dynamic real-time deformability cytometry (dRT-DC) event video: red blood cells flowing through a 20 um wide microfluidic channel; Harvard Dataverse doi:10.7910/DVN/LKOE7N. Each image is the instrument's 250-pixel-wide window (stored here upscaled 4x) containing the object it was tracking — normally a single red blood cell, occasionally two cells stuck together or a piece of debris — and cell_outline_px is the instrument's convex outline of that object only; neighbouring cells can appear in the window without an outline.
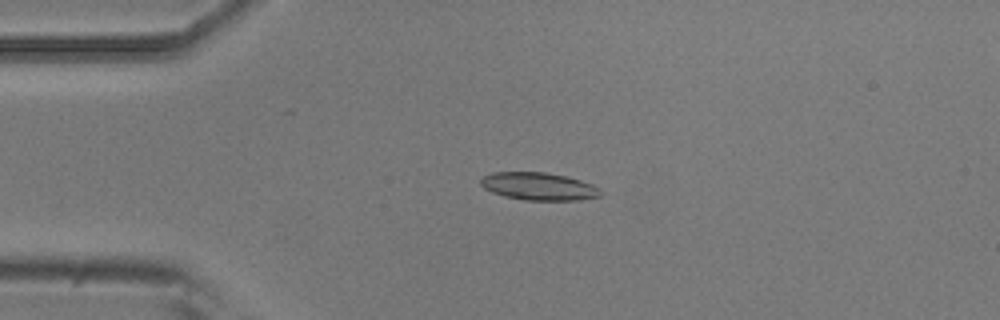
{"species": "common noctule bat (a hibernating species)", "species_latin": "Nyctalus noctula", "temperature_condition": "room temperature", "stored_images_in_passage": 4, "camera_frame_rate_fps": 3000, "um_per_image_px": 0.085, "animal": {"sex": "male", "body_mass_g": 20.5, "forearm_length_mm": 52.5}, "frame": {"image": 1, "passage_image": 4, "time_ms": 3.667, "image_size_px": [1000, 320], "cell_outline_px": [[604, 192], [600, 196], [580, 200], [524, 200], [504, 196], [492, 192], [484, 188], [480, 184], [480, 180], [484, 176], [492, 172], [544, 172], [568, 176], [592, 184], [600, 188]], "centroid_in_image_um": [45.82, 15.84], "position_along_channel_um": 39.2, "area_um2": 19.48}}